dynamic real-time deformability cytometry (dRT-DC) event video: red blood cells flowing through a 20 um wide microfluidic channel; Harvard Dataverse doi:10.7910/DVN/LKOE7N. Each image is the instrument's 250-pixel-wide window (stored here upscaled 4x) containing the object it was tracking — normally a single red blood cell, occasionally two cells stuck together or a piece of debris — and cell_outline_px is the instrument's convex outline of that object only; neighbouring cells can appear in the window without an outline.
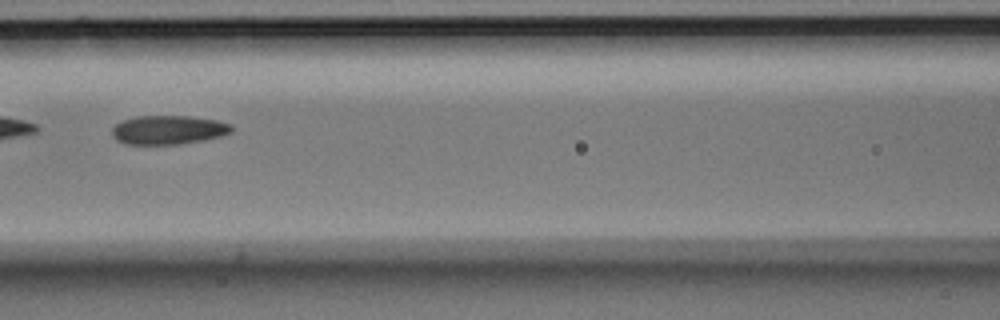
{"species": "Egyptian fruit bat (a non-hibernating species)", "species_latin": "Rousettus aegyptiacus", "temperature_condition": "room temperature", "stored_images_in_passage": 45, "camera_frame_rate_fps": 3000, "um_per_image_px": 0.085, "animal": {"sex": "male"}, "frame": {"image": 1, "passage_image": 15, "time_ms": 4.667, "image_size_px": [1000, 320], "cell_outline_px": [[232, 132], [220, 136], [204, 140], [180, 144], [124, 144], [116, 140], [112, 136], [112, 128], [116, 124], [124, 120], [136, 116], [188, 116], [216, 120], [232, 124]], "centroid_in_image_um": [14.3, 11.04], "position_along_channel_um": 152.3, "area_um2": 20.17}}
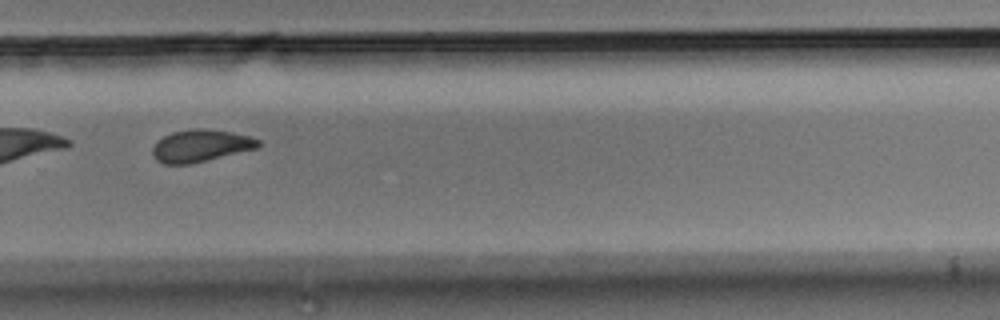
{"frame": {"image": 2, "passage_image": 28, "time_ms": 9.0, "image_size_px": [1000, 320], "cell_outline_px": [[260, 144], [256, 148], [188, 164], [164, 164], [156, 160], [152, 152], [152, 148], [156, 140], [172, 132], [192, 128], [204, 128], [228, 132], [248, 136], [260, 140]], "centroid_in_image_um": [16.99, 12.38], "position_along_channel_um": 312.8, "area_um2": 19.54}}
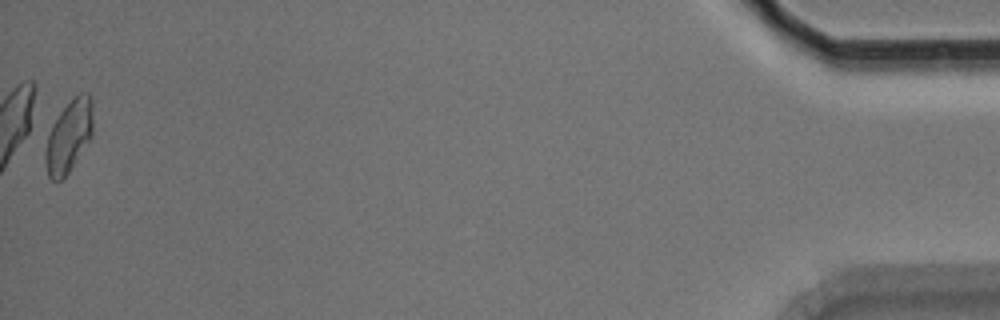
{"frame": {"image": 3, "passage_image": 45, "time_ms": 14.667, "image_size_px": [1000, 320], "cell_outline_px": [[92, 136], [68, 172], [60, 180], [52, 180], [48, 176], [44, 160], [44, 152], [48, 136], [52, 124], [60, 112], [80, 92], [88, 92], [92, 96]], "centroid_in_image_um": [5.84, 11.57], "position_along_channel_um": 429.4, "area_um2": 19.77}, "authors_computed_cell_mechanics": {"area_um2": 20.2878, "velocity_mm_per_s": 3.7158, "shape_relaxation_time_tau1_ms": 10.1712, "shape_relaxation_time_tau2_ms": 3.2419, "deformation_change_tau1": 0.174, "deformation_change_tau2": 0.089}}